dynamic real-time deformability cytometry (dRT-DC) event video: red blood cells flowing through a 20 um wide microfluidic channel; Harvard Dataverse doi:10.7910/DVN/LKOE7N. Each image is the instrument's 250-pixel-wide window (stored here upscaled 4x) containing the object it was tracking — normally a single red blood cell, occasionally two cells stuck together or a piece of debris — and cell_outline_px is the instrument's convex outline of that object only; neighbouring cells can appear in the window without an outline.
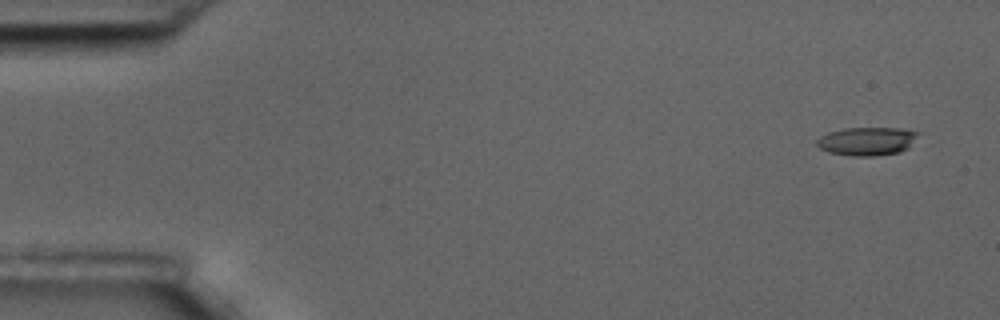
{"species": "common noctule bat (a hibernating species)", "species_latin": "Nyctalus noctula", "temperature_condition": "room temperature", "stored_images_in_passage": 5, "camera_frame_rate_fps": 3000, "um_per_image_px": 0.085, "animal": {"sex": "male", "body_mass_g": 17.5, "forearm_length_mm": 52.3}, "frame": {"image": 1, "passage_image": 1, "time_ms": 0.0, "image_size_px": [1000, 320], "cell_outline_px": [[920, 132], [908, 148], [900, 152], [872, 156], [852, 156], [828, 152], [820, 148], [816, 144], [816, 140], [820, 136], [828, 132], [844, 128], [900, 128]], "centroid_in_image_um": [73.67, 12.0], "position_along_channel_um": 11.3, "area_um2": 16.76}}
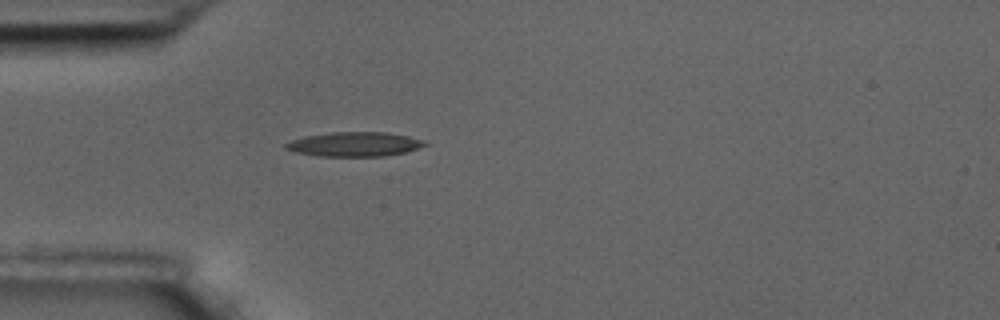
{"frame": {"image": 2, "passage_image": 5, "time_ms": 1.333, "image_size_px": [1000, 320], "cell_outline_px": [[428, 144], [404, 152], [384, 156], [320, 156], [296, 152], [284, 148], [284, 144], [292, 140], [304, 136], [332, 132], [388, 132], [408, 136], [424, 140]], "centroid_in_image_um": [30.11, 12.25], "position_along_channel_um": 54.9, "area_um2": 19.65}}